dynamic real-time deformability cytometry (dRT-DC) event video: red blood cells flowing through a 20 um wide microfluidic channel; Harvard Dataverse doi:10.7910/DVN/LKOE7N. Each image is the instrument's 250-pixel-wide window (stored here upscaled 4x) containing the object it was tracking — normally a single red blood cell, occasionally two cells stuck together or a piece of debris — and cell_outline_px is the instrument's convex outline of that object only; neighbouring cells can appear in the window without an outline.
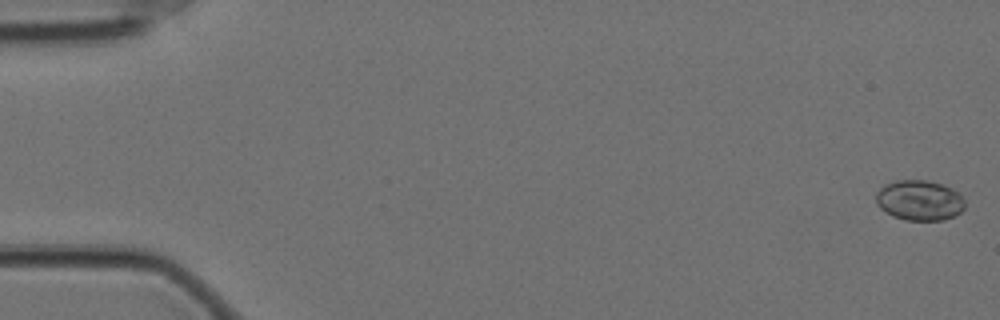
{"species": "Egyptian fruit bat (a non-hibernating species)", "species_latin": "Rousettus aegyptiacus", "temperature_condition": "cold", "stored_images_in_passage": 16, "camera_frame_rate_fps": 3000, "um_per_image_px": 0.085, "animal": {"sex": "female"}, "frame": {"image": 1, "passage_image": 1, "time_ms": 0.0, "image_size_px": [1000, 320], "cell_outline_px": [[964, 208], [960, 212], [944, 220], [904, 220], [892, 216], [884, 212], [876, 204], [876, 192], [884, 184], [896, 180], [928, 180], [944, 184], [952, 188], [964, 200]], "centroid_in_image_um": [78.11, 17.02], "position_along_channel_um": 6.9, "area_um2": 21.04}}
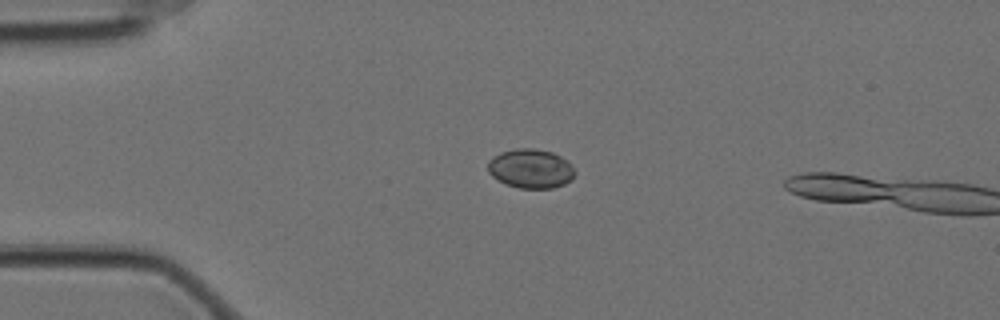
{"frame": {"image": 2, "passage_image": 14, "time_ms": 4.333, "image_size_px": [1000, 320], "cell_outline_px": [[576, 172], [572, 180], [564, 184], [552, 188], [520, 188], [504, 184], [492, 176], [488, 172], [488, 160], [492, 156], [500, 152], [516, 148], [536, 148], [552, 152], [568, 160]], "centroid_in_image_um": [45.11, 14.32], "position_along_channel_um": 39.9, "area_um2": 20.17}}